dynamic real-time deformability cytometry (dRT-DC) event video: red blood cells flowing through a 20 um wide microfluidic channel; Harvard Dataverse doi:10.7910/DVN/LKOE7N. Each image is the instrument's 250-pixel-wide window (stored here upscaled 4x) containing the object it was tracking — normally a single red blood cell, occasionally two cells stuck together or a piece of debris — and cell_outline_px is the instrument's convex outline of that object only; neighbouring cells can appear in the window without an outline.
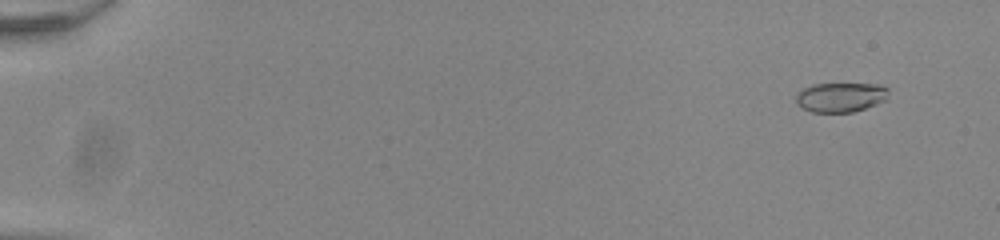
{"species": "common noctule bat (a hibernating species)", "species_latin": "Nyctalus noctula", "temperature_condition": "room temperature", "stored_images_in_passage": 16, "camera_frame_rate_fps": 3000, "um_per_image_px": 0.085, "animal": {"sex": "male", "body_mass_g": 20.0, "forearm_length_mm": 53.3}, "frame": {"image": 1, "passage_image": 5, "time_ms": 1.333, "image_size_px": [1000, 240], "cell_outline_px": [[888, 100], [852, 112], [812, 112], [796, 104], [796, 92], [812, 84], [880, 84], [888, 88]], "centroid_in_image_um": [71.46, 8.25], "position_along_channel_um": 13.5, "area_um2": 16.01}}